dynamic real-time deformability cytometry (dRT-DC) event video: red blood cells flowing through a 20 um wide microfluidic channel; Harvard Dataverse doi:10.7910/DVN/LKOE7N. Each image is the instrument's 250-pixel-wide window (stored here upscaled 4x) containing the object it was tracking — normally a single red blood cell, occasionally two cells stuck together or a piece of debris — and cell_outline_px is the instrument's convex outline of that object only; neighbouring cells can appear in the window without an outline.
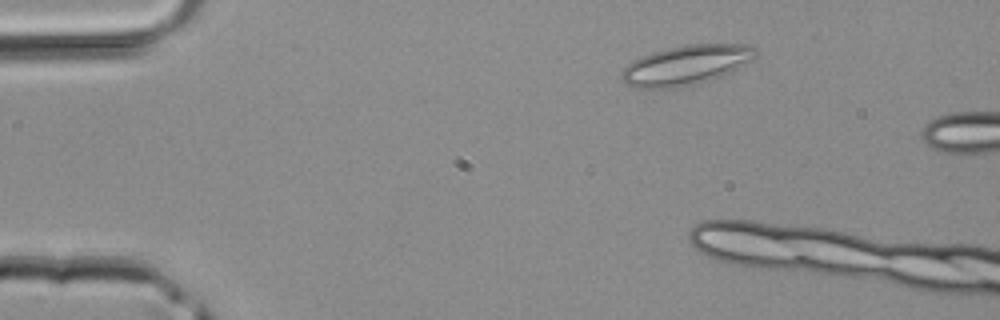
{"species": "common noctule bat (a hibernating species)", "species_latin": "Nyctalus noctula", "temperature_condition": "room temperature", "stored_images_in_passage": 6, "camera_frame_rate_fps": 3000, "um_per_image_px": 0.085, "animal": {"sex": "male", "body_mass_g": 20.4}, "frame": {"image": 1, "passage_image": 3, "time_ms": 0.667, "image_size_px": [1000, 320], "cell_outline_px": [[756, 56], [752, 60], [712, 80], [696, 84], [676, 88], [636, 88], [628, 84], [620, 76], [620, 72], [632, 60], [640, 56], [652, 52], [668, 48], [688, 44], [748, 44], [756, 48]], "centroid_in_image_um": [58.3, 5.53], "position_along_channel_um": 26.7, "area_um2": 30.92}}